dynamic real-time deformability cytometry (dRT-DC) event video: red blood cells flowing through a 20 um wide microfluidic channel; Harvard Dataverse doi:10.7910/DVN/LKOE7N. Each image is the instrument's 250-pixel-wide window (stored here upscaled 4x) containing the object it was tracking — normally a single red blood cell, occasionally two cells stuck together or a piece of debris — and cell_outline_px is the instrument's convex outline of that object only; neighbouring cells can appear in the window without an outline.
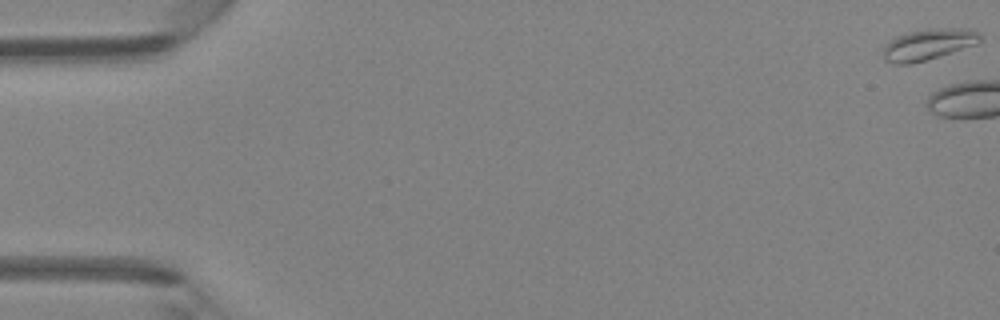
{"species": "Egyptian fruit bat (a non-hibernating species)", "species_latin": "Rousettus aegyptiacus", "temperature_condition": "room temperature", "stored_images_in_passage": 7, "camera_frame_rate_fps": 3000, "um_per_image_px": 0.085, "animal": {"sex": "female"}, "frame": {"image": 1, "passage_image": 1, "time_ms": 0.0, "image_size_px": [1000, 320], "cell_outline_px": [[980, 40], [976, 44], [912, 64], [896, 64], [884, 60], [884, 48], [896, 36], [908, 32], [928, 28], [968, 28], [980, 32]], "centroid_in_image_um": [78.92, 3.76], "position_along_channel_um": 6.1, "area_um2": 17.34}}
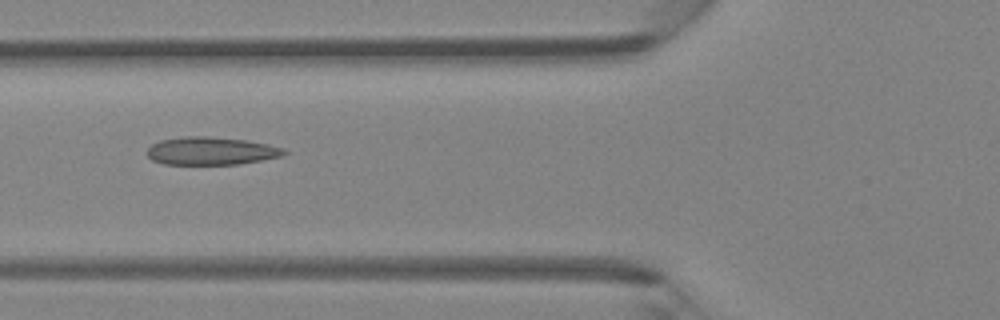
{"frame": {"image": 2, "passage_image": 6, "time_ms": 6.667, "image_size_px": [1000, 320], "cell_outline_px": [[288, 152], [284, 156], [240, 164], [164, 164], [152, 160], [148, 156], [148, 148], [152, 144], [160, 140], [184, 136], [208, 136], [244, 140], [268, 144], [284, 148]], "centroid_in_image_um": [17.97, 12.83], "position_along_channel_um": 107.8, "area_um2": 22.31}}
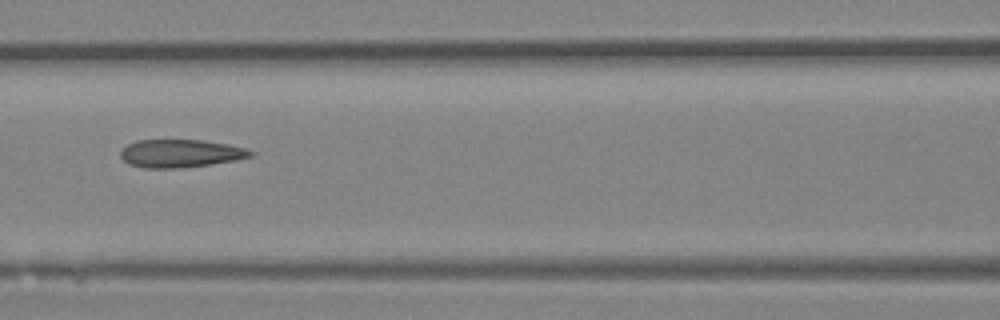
{"frame": {"image": 3, "passage_image": 7, "time_ms": 7.667, "image_size_px": [1000, 320], "cell_outline_px": [[256, 152], [252, 156], [236, 160], [212, 164], [180, 168], [144, 168], [128, 164], [120, 156], [120, 152], [128, 144], [136, 140], [204, 140], [228, 144], [248, 148]], "centroid_in_image_um": [15.38, 13.04], "position_along_channel_um": 151.2, "area_um2": 21.39}}